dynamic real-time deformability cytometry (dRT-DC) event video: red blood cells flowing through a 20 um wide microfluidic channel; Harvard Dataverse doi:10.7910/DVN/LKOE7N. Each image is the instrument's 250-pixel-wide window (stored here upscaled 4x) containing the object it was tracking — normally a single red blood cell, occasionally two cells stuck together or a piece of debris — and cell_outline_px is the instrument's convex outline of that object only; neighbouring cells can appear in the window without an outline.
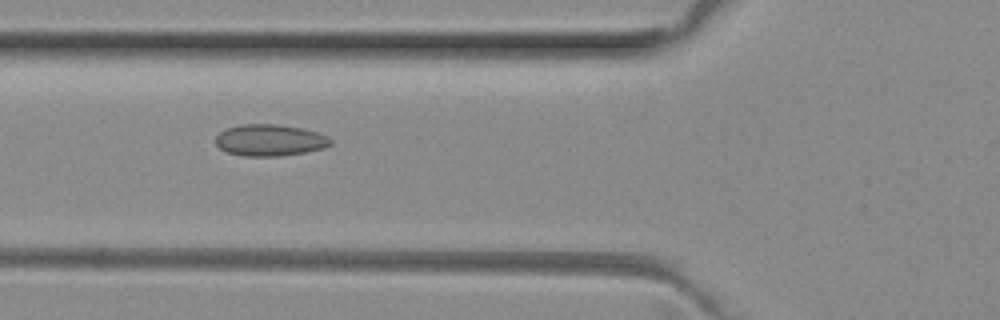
{"species": "common noctule bat (a hibernating species)", "species_latin": "Nyctalus noctula", "temperature_condition": "room temperature", "stored_images_in_passage": 7, "camera_frame_rate_fps": 3000, "um_per_image_px": 0.085, "animal": {"sex": "female", "body_mass_g": 29.2, "forearm_length_mm": 56.3}, "frame": {"image": 1, "passage_image": 4, "time_ms": 1.0, "image_size_px": [1000, 320], "cell_outline_px": [[332, 144], [324, 148], [304, 152], [280, 156], [244, 156], [228, 152], [220, 148], [216, 144], [216, 136], [220, 132], [228, 128], [244, 124], [276, 124], [300, 128], [316, 132], [328, 136], [332, 140]], "centroid_in_image_um": [22.95, 11.92], "position_along_channel_um": 102.8, "area_um2": 20.98}}
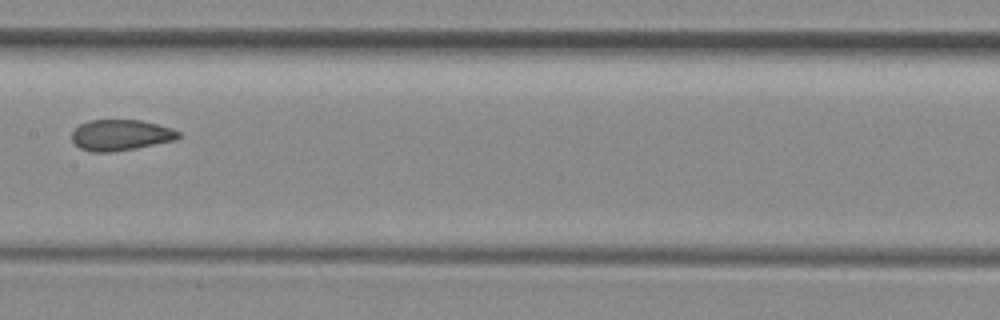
{"frame": {"image": 2, "passage_image": 6, "time_ms": 1.667, "image_size_px": [1000, 320], "cell_outline_px": [[180, 136], [176, 140], [136, 148], [112, 152], [92, 152], [80, 148], [72, 140], [72, 132], [80, 124], [88, 120], [140, 120], [172, 128], [180, 132]], "centroid_in_image_um": [10.26, 11.48], "position_along_channel_um": 197.1, "area_um2": 19.19}}
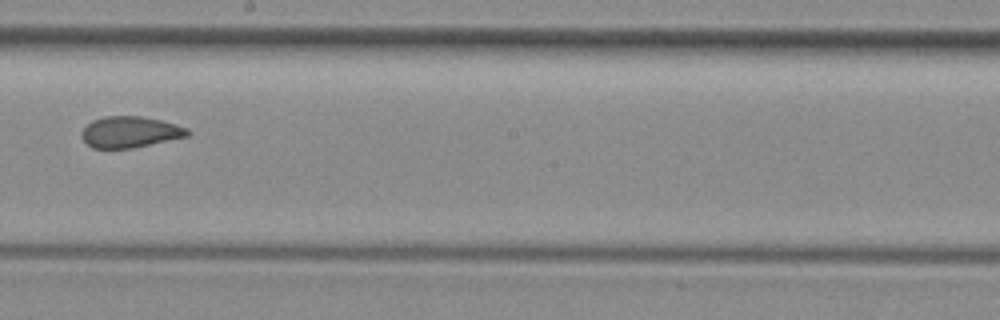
{"frame": {"image": 3, "passage_image": 7, "time_ms": 2.0, "image_size_px": [1000, 320], "cell_outline_px": [[188, 136], [132, 148], [92, 148], [80, 136], [80, 132], [92, 120], [104, 116], [140, 116], [160, 120], [176, 124], [188, 128]], "centroid_in_image_um": [11.02, 11.21], "position_along_channel_um": 237.2, "area_um2": 19.13}}